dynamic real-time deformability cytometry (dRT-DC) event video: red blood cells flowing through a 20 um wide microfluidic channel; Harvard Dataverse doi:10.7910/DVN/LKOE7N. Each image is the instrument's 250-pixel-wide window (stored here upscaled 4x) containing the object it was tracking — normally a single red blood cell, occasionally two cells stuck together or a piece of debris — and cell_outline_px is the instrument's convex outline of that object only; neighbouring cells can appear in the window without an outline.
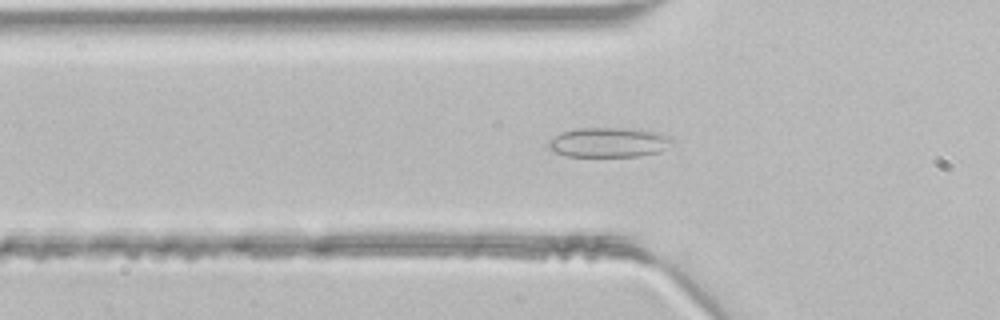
{"species": "common noctule bat (a hibernating species)", "species_latin": "Nyctalus noctula", "temperature_condition": "room temperature", "stored_images_in_passage": 37, "camera_frame_rate_fps": 3000, "um_per_image_px": 0.085, "animal": {"sex": "male", "body_mass_g": 21.5, "forearm_length_mm": 52.0}, "frame": {"image": 1, "passage_image": 10, "time_ms": 3.0, "image_size_px": [1000, 320], "cell_outline_px": [[672, 140], [664, 148], [656, 152], [640, 156], [568, 156], [556, 152], [548, 148], [548, 144], [556, 136], [564, 132], [576, 128], [624, 128], [656, 132], [672, 136]], "centroid_in_image_um": [51.74, 12.1], "position_along_channel_um": 74.1, "area_um2": 20.92}}
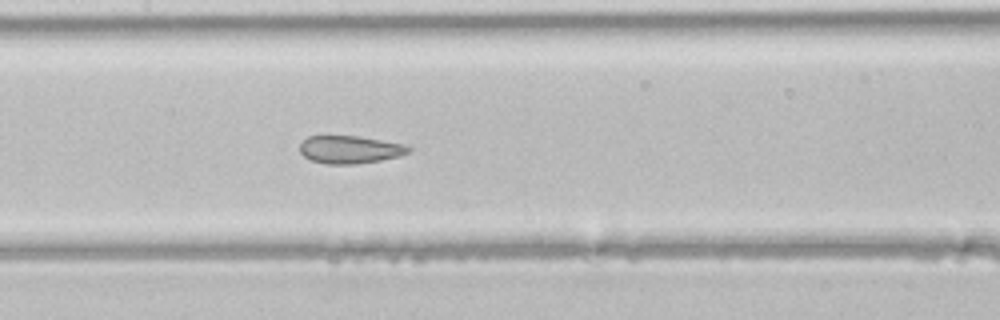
{"frame": {"image": 2, "passage_image": 17, "time_ms": 5.333, "image_size_px": [1000, 320], "cell_outline_px": [[412, 148], [408, 152], [400, 156], [380, 160], [356, 164], [328, 164], [312, 160], [304, 156], [300, 152], [300, 144], [308, 136], [356, 136], [404, 144]], "centroid_in_image_um": [29.74, 12.71], "position_along_channel_um": 177.7, "area_um2": 17.4}}
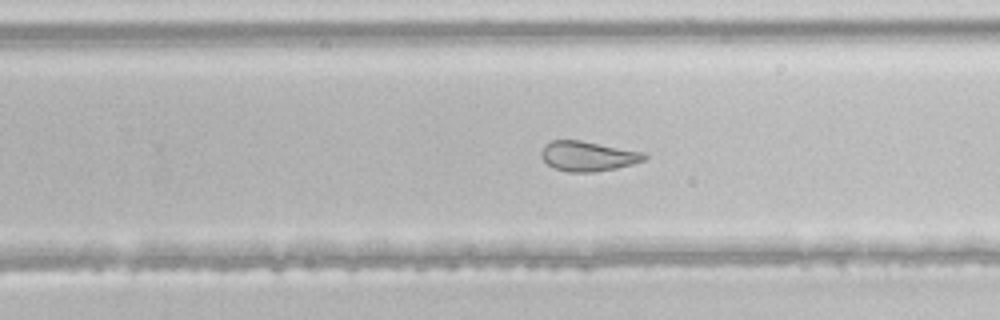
{"frame": {"image": 3, "passage_image": 24, "time_ms": 7.667, "image_size_px": [1000, 320], "cell_outline_px": [[648, 156], [644, 160], [632, 164], [616, 168], [592, 172], [568, 172], [556, 168], [548, 164], [540, 156], [540, 152], [544, 144], [552, 140], [580, 140], [644, 152]], "centroid_in_image_um": [49.95, 13.26], "position_along_channel_um": 279.8, "area_um2": 17.92}}